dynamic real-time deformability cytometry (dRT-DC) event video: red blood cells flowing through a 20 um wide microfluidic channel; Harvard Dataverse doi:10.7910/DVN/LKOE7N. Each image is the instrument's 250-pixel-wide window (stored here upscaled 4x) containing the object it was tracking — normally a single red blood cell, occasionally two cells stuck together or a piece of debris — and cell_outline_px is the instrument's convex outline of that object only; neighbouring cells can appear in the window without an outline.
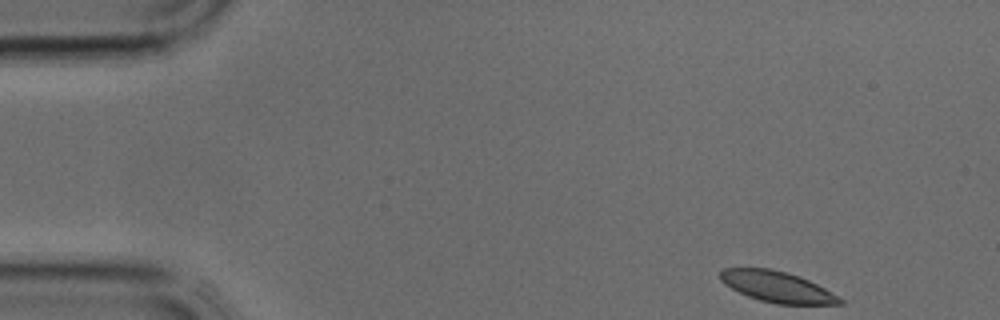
{"species": "common noctule bat (a hibernating species)", "species_latin": "Nyctalus noctula", "temperature_condition": "cold", "stored_images_in_passage": 36, "camera_frame_rate_fps": 3000, "um_per_image_px": 0.085, "animal": {"sex": "male", "body_mass_g": 17.9, "forearm_length_mm": 54.2}, "frame": {"image": 1, "passage_image": 1, "time_ms": 0.0, "image_size_px": [1000, 320], "cell_outline_px": [[844, 304], [776, 304], [760, 300], [748, 296], [724, 284], [720, 280], [720, 268], [772, 268], [800, 276], [824, 288], [844, 300]], "centroid_in_image_um": [66.04, 24.37], "position_along_channel_um": 19.0, "area_um2": 21.44}}
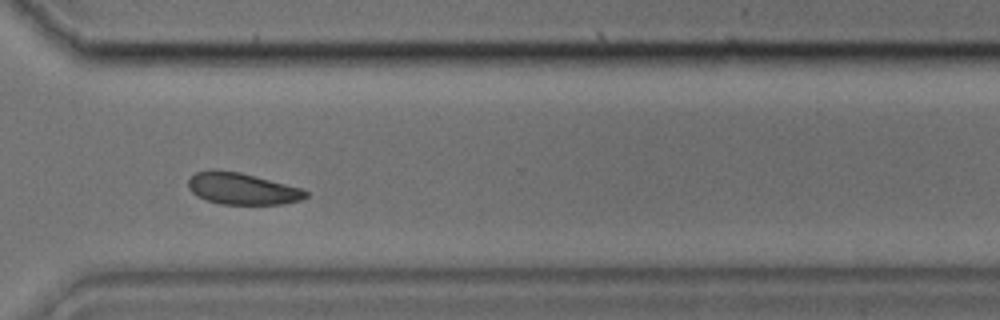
{"frame": {"image": 2, "passage_image": 26, "time_ms": 8.333, "image_size_px": [1000, 320], "cell_outline_px": [[308, 196], [300, 200], [284, 204], [220, 204], [196, 196], [188, 188], [188, 180], [196, 172], [212, 168], [240, 172], [300, 188], [308, 192]], "centroid_in_image_um": [20.54, 16.03], "position_along_channel_um": 350.1, "area_um2": 21.68}}
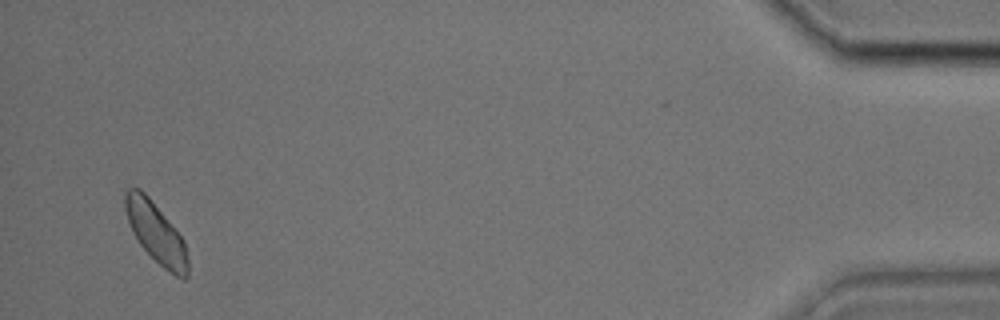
{"frame": {"image": 3, "passage_image": 35, "time_ms": 11.333, "image_size_px": [1000, 320], "cell_outline_px": [[188, 276], [184, 280], [176, 276], [164, 268], [140, 244], [132, 232], [128, 220], [124, 204], [124, 192], [128, 188], [140, 188], [148, 196], [184, 240], [188, 260]], "centroid_in_image_um": [13.25, 19.78], "position_along_channel_um": 421.9, "area_um2": 21.68}}